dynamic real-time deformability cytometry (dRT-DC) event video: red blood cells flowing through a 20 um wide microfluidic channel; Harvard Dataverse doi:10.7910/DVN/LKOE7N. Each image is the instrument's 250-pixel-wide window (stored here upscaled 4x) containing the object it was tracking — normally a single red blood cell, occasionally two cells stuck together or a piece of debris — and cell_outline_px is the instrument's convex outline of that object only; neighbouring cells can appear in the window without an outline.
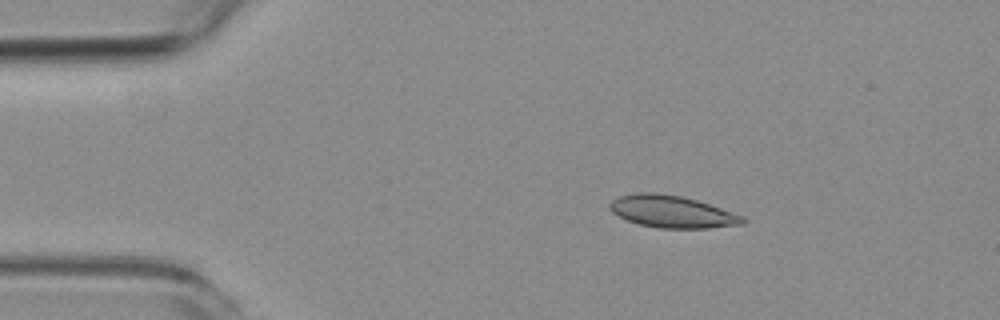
{"species": "common noctule bat (a hibernating species)", "species_latin": "Nyctalus noctula", "temperature_condition": "room temperature", "stored_images_in_passage": 4, "camera_frame_rate_fps": 3000, "um_per_image_px": 0.085, "animal": {"sex": "female", "body_mass_g": 19.3, "forearm_length_mm": 54.1}, "frame": {"image": 1, "passage_image": 2, "time_ms": 1.333, "image_size_px": [1000, 320], "cell_outline_px": [[748, 220], [744, 224], [708, 228], [660, 228], [640, 224], [628, 220], [612, 212], [608, 208], [608, 204], [612, 200], [620, 196], [636, 192], [656, 192], [680, 196], [696, 200], [744, 216]], "centroid_in_image_um": [57.12, 17.99], "position_along_channel_um": 27.9, "area_um2": 24.8}}
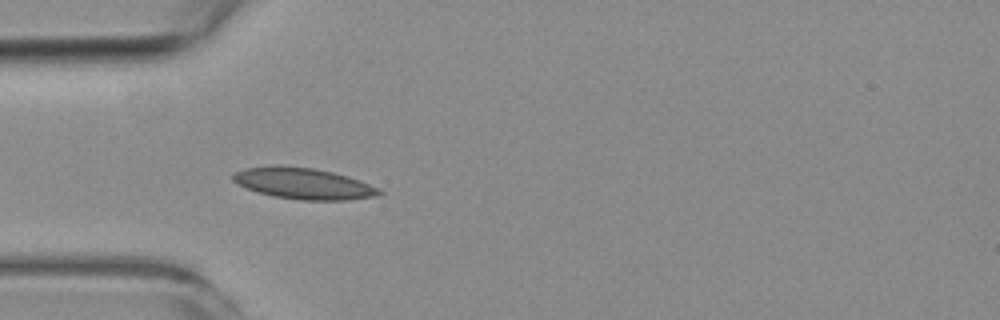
{"frame": {"image": 2, "passage_image": 4, "time_ms": 3.667, "image_size_px": [1000, 320], "cell_outline_px": [[384, 192], [376, 196], [348, 200], [300, 200], [272, 196], [256, 192], [236, 184], [232, 180], [232, 176], [236, 172], [244, 168], [272, 164], [276, 164], [312, 168], [332, 172], [348, 176], [360, 180], [380, 188]], "centroid_in_image_um": [25.77, 15.59], "position_along_channel_um": 59.2, "area_um2": 26.99}}